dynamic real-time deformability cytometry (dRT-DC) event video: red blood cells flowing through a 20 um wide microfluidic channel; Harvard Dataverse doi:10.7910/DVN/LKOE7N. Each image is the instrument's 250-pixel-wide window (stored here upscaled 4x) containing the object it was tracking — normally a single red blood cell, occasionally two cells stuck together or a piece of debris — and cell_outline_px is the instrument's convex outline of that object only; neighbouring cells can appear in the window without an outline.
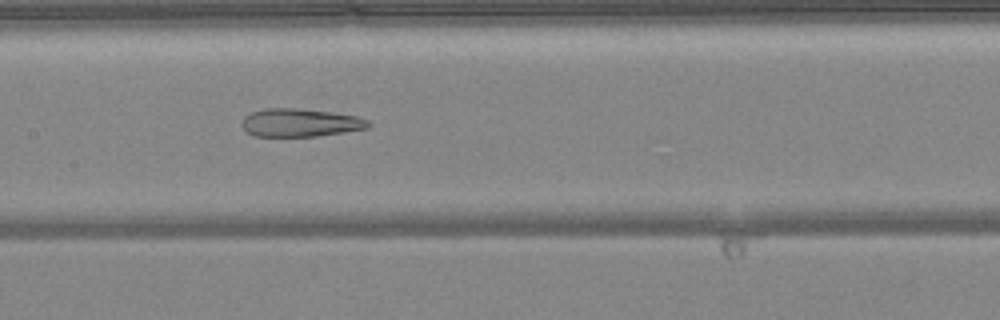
{"species": "common noctule bat (a hibernating species)", "species_latin": "Nyctalus noctula", "temperature_condition": "warm", "stored_images_in_passage": 41, "camera_frame_rate_fps": 3000, "um_per_image_px": 0.085, "animal": {"sex": "female", "body_mass_g": 24.6, "forearm_length_mm": 56.2}, "frame": {"image": 1, "passage_image": 16, "time_ms": 5.0, "image_size_px": [1000, 320], "cell_outline_px": [[372, 124], [368, 128], [344, 132], [316, 136], [252, 136], [240, 124], [244, 116], [252, 112], [264, 108], [296, 108], [328, 112], [356, 116], [368, 120]], "centroid_in_image_um": [25.49, 10.43], "position_along_channel_um": 181.9, "area_um2": 20.63}}
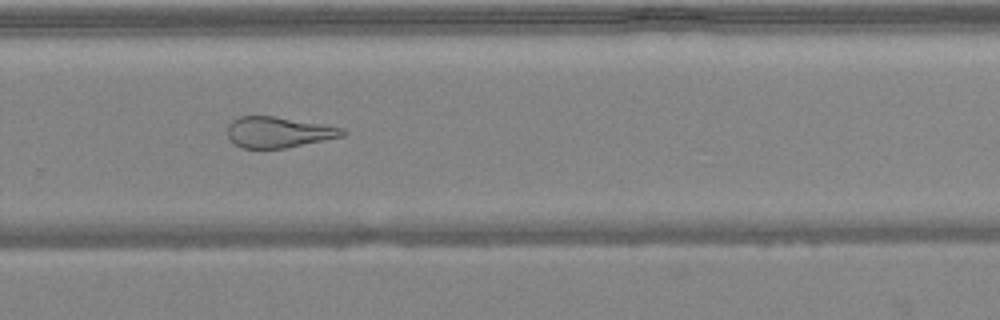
{"frame": {"image": 2, "passage_image": 25, "time_ms": 8.0, "image_size_px": [1000, 320], "cell_outline_px": [[348, 132], [344, 136], [284, 148], [240, 148], [228, 136], [228, 124], [232, 120], [240, 116], [272, 116], [344, 128]], "centroid_in_image_um": [23.67, 11.24], "position_along_channel_um": 306.1, "area_um2": 20.4}}
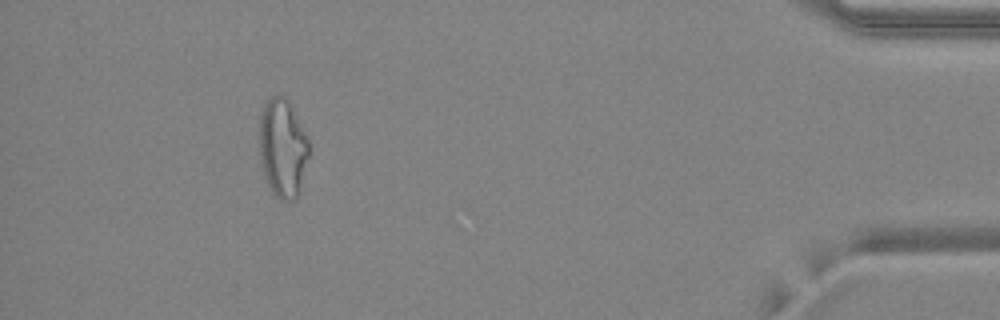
{"frame": {"image": 3, "passage_image": 37, "time_ms": 12.0, "image_size_px": [1000, 320], "cell_outline_px": [[308, 156], [296, 200], [280, 200], [272, 192], [264, 176], [260, 160], [260, 116], [264, 104], [272, 96], [284, 96], [288, 100], [308, 140]], "centroid_in_image_um": [24.0, 12.6], "position_along_channel_um": 411.2, "area_um2": 27.92}, "authors_computed_cell_mechanics": {"area_um2": 25.721, "velocity_mm_per_s": 4.17, "shape_relaxation_time_tau1_ms": null, "shape_relaxation_time_tau2_ms": 2.9103, "deformation_change_tau1": null, "deformation_change_tau2": 0.1483}}